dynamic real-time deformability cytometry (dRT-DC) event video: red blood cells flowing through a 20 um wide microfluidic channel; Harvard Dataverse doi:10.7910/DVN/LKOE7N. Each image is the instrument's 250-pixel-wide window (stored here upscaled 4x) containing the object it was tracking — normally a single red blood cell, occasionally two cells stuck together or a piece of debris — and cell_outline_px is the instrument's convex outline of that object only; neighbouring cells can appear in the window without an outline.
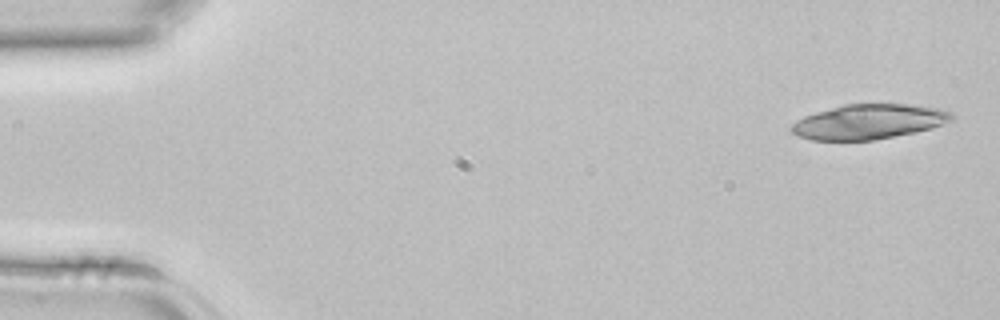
{"species": "common noctule bat (a hibernating species)", "species_latin": "Nyctalus noctula", "temperature_condition": "room temperature", "stored_images_in_passage": 3, "camera_frame_rate_fps": 3000, "um_per_image_px": 0.085, "animal": {"sex": "female", "body_mass_g": 22.7, "forearm_length_mm": 54.2}, "frame": {"image": 1, "passage_image": 1, "time_ms": 0.0, "image_size_px": [1000, 320], "cell_outline_px": [[956, 116], [952, 120], [932, 128], [916, 132], [872, 140], [812, 140], [796, 136], [788, 128], [796, 120], [804, 116], [816, 112], [844, 104], [912, 104], [940, 108], [952, 112]], "centroid_in_image_um": [73.85, 10.34], "position_along_channel_um": 11.1, "area_um2": 32.77}}
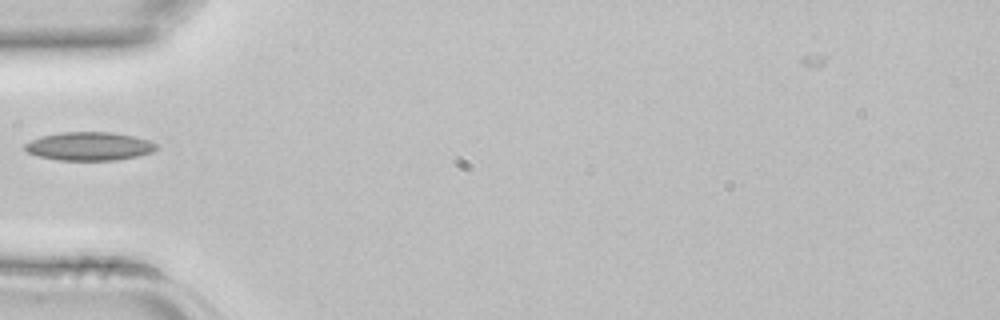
{"frame": {"image": 2, "passage_image": 3, "time_ms": 0.667, "image_size_px": [1000, 320], "cell_outline_px": [[156, 148], [152, 152], [136, 156], [116, 160], [60, 160], [40, 156], [28, 152], [24, 148], [24, 144], [32, 140], [44, 136], [60, 132], [112, 132], [136, 136], [148, 140], [156, 144]], "centroid_in_image_um": [7.61, 12.42], "position_along_channel_um": 77.4, "area_um2": 21.56}}